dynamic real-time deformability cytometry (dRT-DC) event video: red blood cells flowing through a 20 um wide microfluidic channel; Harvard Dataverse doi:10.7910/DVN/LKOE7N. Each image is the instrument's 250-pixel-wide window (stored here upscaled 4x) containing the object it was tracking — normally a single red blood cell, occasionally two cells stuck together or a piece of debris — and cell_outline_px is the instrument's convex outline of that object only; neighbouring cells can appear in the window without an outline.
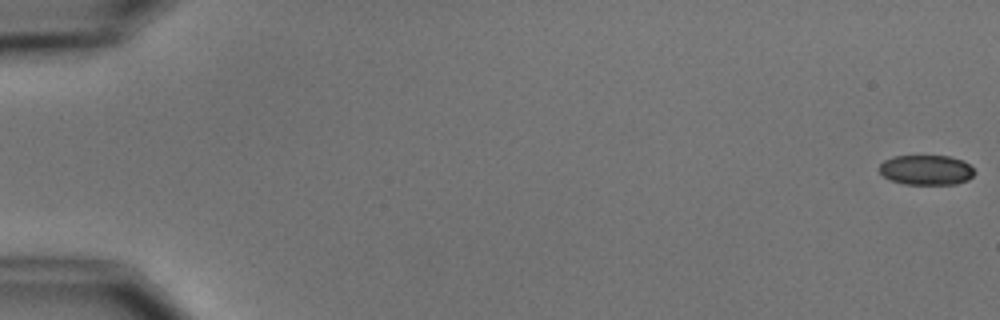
{"species": "common noctule bat (a hibernating species)", "species_latin": "Nyctalus noctula", "temperature_condition": "cold", "stored_images_in_passage": 8, "camera_frame_rate_fps": 3000, "um_per_image_px": 0.085, "animal": {"sex": "male", "body_mass_g": 15.6}, "frame": {"image": 1, "passage_image": 1, "time_ms": 0.0, "image_size_px": [1000, 320], "cell_outline_px": [[972, 176], [968, 180], [956, 184], [904, 184], [892, 180], [884, 176], [880, 172], [880, 164], [884, 160], [892, 156], [948, 156], [964, 160], [972, 168]], "centroid_in_image_um": [78.72, 14.44], "position_along_channel_um": 6.3, "area_um2": 16.47}}
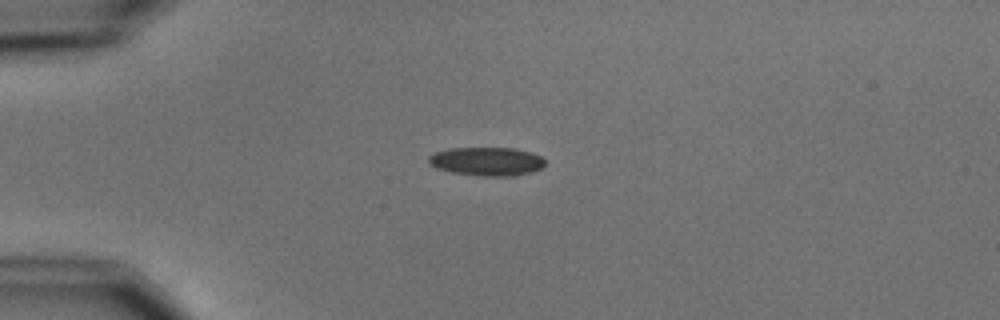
{"frame": {"image": 2, "passage_image": 5, "time_ms": 4.667, "image_size_px": [1000, 320], "cell_outline_px": [[544, 164], [540, 168], [516, 176], [480, 176], [452, 172], [436, 168], [428, 160], [428, 156], [436, 152], [448, 148], [512, 148], [528, 152], [540, 156], [544, 160]], "centroid_in_image_um": [41.34, 13.72], "position_along_channel_um": 43.7, "area_um2": 19.13}}
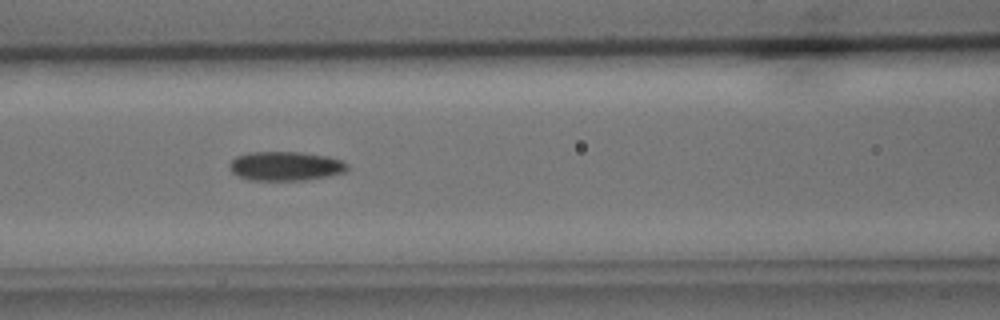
{"frame": {"image": 3, "passage_image": 8, "time_ms": 8.0, "image_size_px": [1000, 320], "cell_outline_px": [[348, 168], [344, 172], [328, 176], [304, 180], [252, 180], [240, 176], [232, 172], [228, 164], [236, 156], [248, 152], [300, 152], [328, 156], [340, 160], [348, 164]], "centroid_in_image_um": [24.26, 14.11], "position_along_channel_um": 142.3, "area_um2": 19.94}}